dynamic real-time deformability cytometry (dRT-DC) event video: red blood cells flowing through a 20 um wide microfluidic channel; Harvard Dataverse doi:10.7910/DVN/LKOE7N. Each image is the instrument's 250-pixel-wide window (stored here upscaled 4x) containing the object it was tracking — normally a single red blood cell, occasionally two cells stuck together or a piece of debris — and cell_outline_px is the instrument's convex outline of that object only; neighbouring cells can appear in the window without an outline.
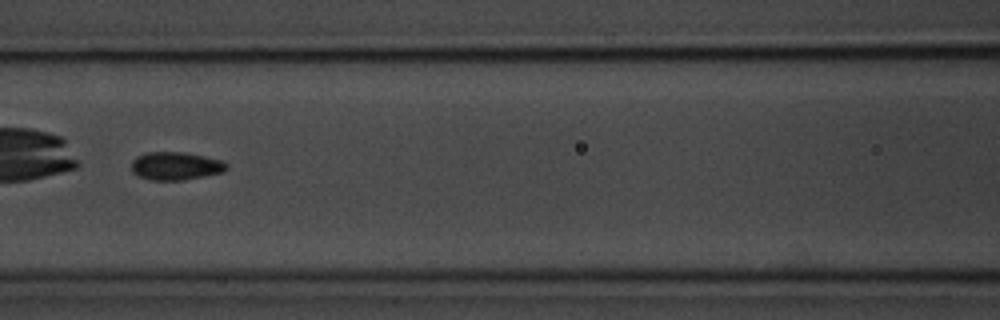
{"species": "common noctule bat (a hibernating species)", "species_latin": "Nyctalus noctula", "temperature_condition": "room temperature", "stored_images_in_passage": 9, "camera_frame_rate_fps": 3000, "um_per_image_px": 0.085, "animal": {"sex": "male", "body_mass_g": 20.1, "forearm_length_mm": 53.5}, "frame": {"image": 1, "passage_image": 7, "time_ms": 6.667, "image_size_px": [1000, 320], "cell_outline_px": [[228, 168], [224, 172], [184, 180], [152, 180], [140, 176], [132, 172], [132, 160], [136, 156], [148, 152], [180, 152], [204, 156], [224, 160], [228, 164]], "centroid_in_image_um": [14.97, 14.1], "position_along_channel_um": 151.6, "area_um2": 15.61}}
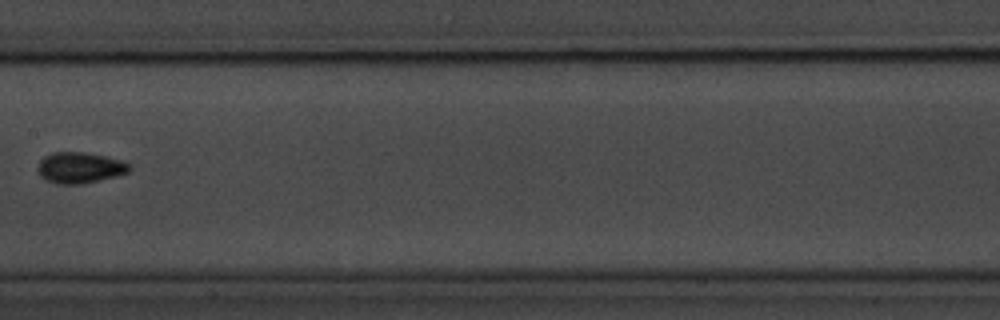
{"frame": {"image": 2, "passage_image": 8, "time_ms": 8.0, "image_size_px": [1000, 320], "cell_outline_px": [[132, 168], [128, 172], [116, 176], [100, 180], [80, 184], [56, 184], [44, 180], [40, 176], [40, 160], [44, 156], [52, 152], [84, 152], [124, 160], [132, 164]], "centroid_in_image_um": [6.83, 14.25], "position_along_channel_um": 200.6, "area_um2": 16.65}}